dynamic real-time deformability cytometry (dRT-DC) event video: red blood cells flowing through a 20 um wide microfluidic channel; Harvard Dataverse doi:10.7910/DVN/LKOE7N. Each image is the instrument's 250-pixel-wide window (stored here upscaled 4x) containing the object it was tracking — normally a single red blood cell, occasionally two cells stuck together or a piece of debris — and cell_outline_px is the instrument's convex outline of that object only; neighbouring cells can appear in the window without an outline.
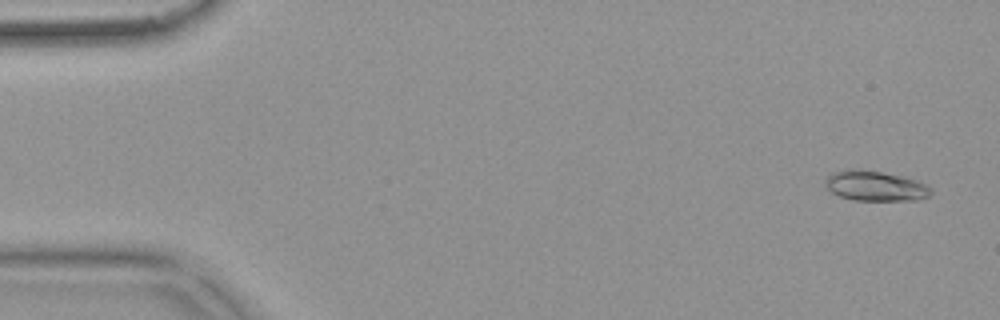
{"species": "common noctule bat (a hibernating species)", "species_latin": "Nyctalus noctula", "temperature_condition": "warm", "stored_images_in_passage": 56, "segment_of_instrument_passage": [1, 2], "camera_frame_rate_fps": 3000, "um_per_image_px": 0.085, "animal": {"sex": "female", "body_mass_g": 18.4}, "frame": {"image": 1, "passage_image": 3, "time_ms": 0.667, "image_size_px": [1000, 320], "cell_outline_px": [[932, 192], [928, 196], [920, 200], [852, 200], [840, 196], [824, 188], [824, 180], [832, 172], [848, 168], [860, 168], [900, 176], [916, 180], [932, 188]], "centroid_in_image_um": [74.34, 15.79], "position_along_channel_um": 10.7, "area_um2": 18.73}}
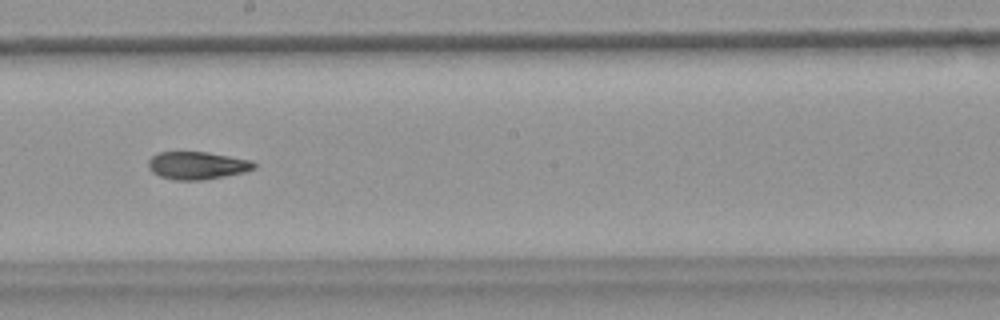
{"frame": {"image": 2, "passage_image": 31, "time_ms": 10.0, "image_size_px": [1000, 320], "cell_outline_px": [[256, 168], [244, 172], [204, 180], [172, 180], [160, 176], [152, 172], [148, 168], [148, 160], [152, 156], [160, 152], [208, 152], [252, 160], [256, 164]], "centroid_in_image_um": [16.76, 14.07], "position_along_channel_um": 231.4, "area_um2": 17.17}}
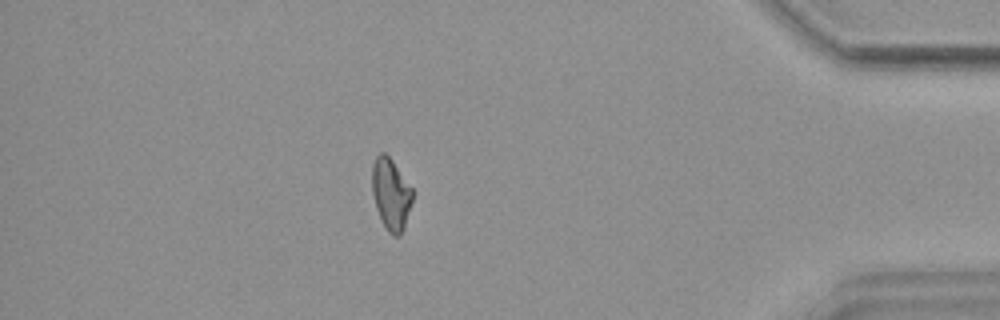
{"frame": {"image": 3, "passage_image": 48, "time_ms": 15.667, "image_size_px": [1000, 320], "cell_outline_px": [[412, 200], [404, 228], [400, 236], [392, 236], [388, 232], [380, 220], [376, 208], [372, 192], [372, 164], [376, 156], [380, 152], [384, 152], [392, 160], [412, 188]], "centroid_in_image_um": [33.21, 16.51], "position_along_channel_um": 402.0, "area_um2": 16.88}}